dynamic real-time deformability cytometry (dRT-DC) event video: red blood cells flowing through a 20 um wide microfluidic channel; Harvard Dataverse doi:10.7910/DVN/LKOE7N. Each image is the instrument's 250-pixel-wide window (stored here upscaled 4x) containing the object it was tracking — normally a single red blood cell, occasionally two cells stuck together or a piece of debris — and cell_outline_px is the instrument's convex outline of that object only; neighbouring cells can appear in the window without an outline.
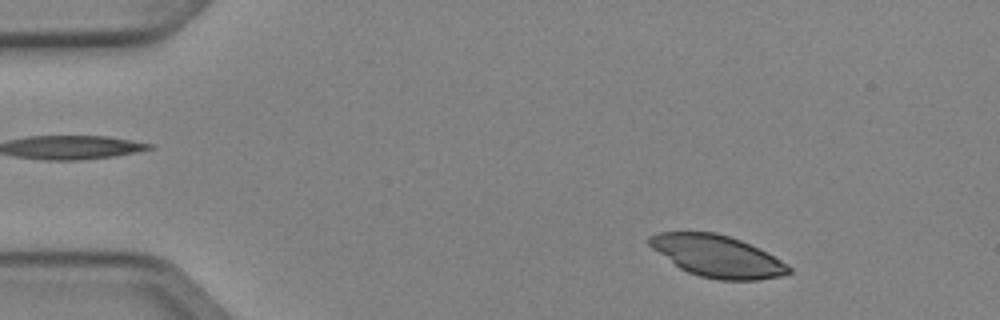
{"species": "Egyptian fruit bat (a non-hibernating species)", "species_latin": "Rousettus aegyptiacus", "temperature_condition": "cold", "stored_images_in_passage": 47, "camera_frame_rate_fps": 3000, "um_per_image_px": 0.085, "animal": {"sex": "female"}, "frame": {"image": 1, "passage_image": 4, "time_ms": 1.0, "image_size_px": [1000, 320], "cell_outline_px": [[792, 272], [780, 276], [756, 280], [720, 280], [700, 276], [688, 272], [680, 268], [652, 248], [648, 244], [648, 236], [656, 232], [716, 232], [740, 240], [780, 260], [792, 268]], "centroid_in_image_um": [60.93, 21.77], "position_along_channel_um": 24.1, "area_um2": 33.47}}
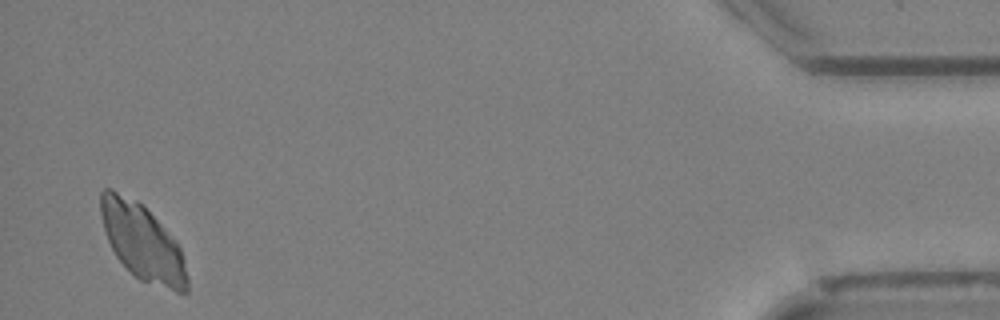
{"frame": {"image": 2, "passage_image": 46, "time_ms": 15.0, "image_size_px": [1000, 320], "cell_outline_px": [[188, 292], [176, 292], [140, 280], [116, 256], [108, 240], [100, 216], [100, 192], [104, 188], [112, 188], [136, 200], [176, 240], [180, 248], [188, 276]], "centroid_in_image_um": [12.1, 20.58], "position_along_channel_um": 423.1, "area_um2": 37.92}}